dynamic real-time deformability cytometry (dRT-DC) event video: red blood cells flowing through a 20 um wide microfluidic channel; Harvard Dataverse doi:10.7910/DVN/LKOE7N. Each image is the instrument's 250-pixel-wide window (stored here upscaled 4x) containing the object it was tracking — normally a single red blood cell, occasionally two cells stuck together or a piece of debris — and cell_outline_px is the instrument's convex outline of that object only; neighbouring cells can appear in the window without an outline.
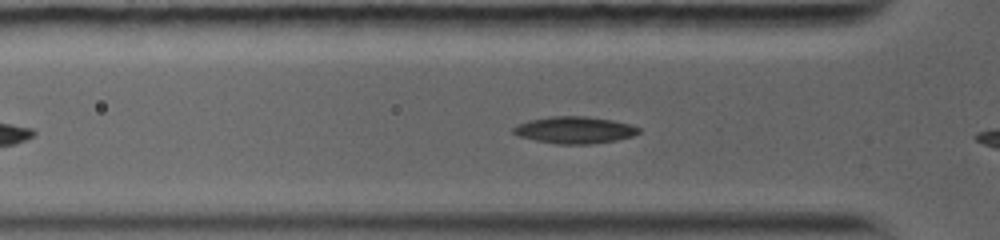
{"species": "common noctule bat (a hibernating species)", "species_latin": "Nyctalus noctula", "temperature_condition": "warm", "stored_images_in_passage": 6, "camera_frame_rate_fps": 5000, "um_per_image_px": 0.085, "animal": {"sex": "female", "body_mass_g": 19.0, "forearm_length_mm": 56.7}, "frame": {"image": 1, "passage_image": 4, "time_ms": 1.2, "image_size_px": [1000, 240], "cell_outline_px": [[640, 132], [632, 136], [616, 140], [588, 144], [556, 144], [536, 140], [520, 136], [512, 132], [512, 128], [528, 120], [548, 116], [584, 116], [612, 120], [628, 124], [640, 128]], "centroid_in_image_um": [48.83, 11.04], "position_along_channel_um": 77.0, "area_um2": 19.48}}